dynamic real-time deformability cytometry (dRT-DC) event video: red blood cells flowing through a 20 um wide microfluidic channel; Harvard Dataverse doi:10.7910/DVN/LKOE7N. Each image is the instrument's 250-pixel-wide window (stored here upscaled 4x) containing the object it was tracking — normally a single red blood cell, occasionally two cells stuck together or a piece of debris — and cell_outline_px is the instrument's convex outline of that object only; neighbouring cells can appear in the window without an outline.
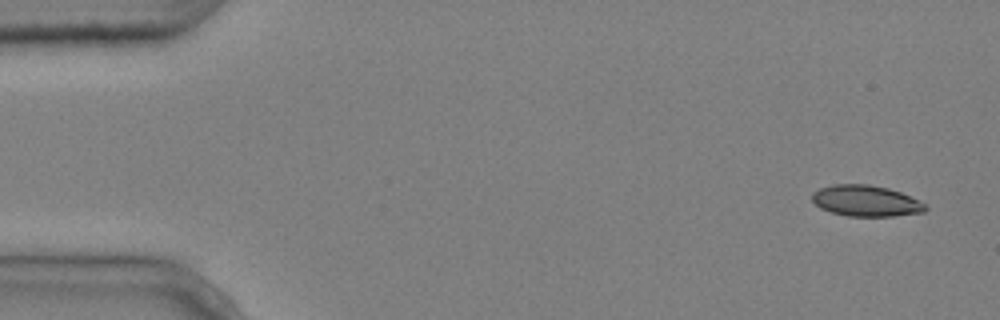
{"species": "common noctule bat (a hibernating species)", "species_latin": "Nyctalus noctula", "temperature_condition": "cold", "stored_images_in_passage": 6, "camera_frame_rate_fps": 3000, "um_per_image_px": 0.085, "animal": {"sex": "male", "body_mass_g": 20.4}, "frame": {"image": 1, "passage_image": 1, "time_ms": 0.0, "image_size_px": [1000, 320], "cell_outline_px": [[928, 208], [924, 212], [892, 216], [848, 216], [832, 212], [820, 208], [812, 200], [812, 192], [820, 188], [832, 184], [868, 184], [888, 188], [900, 192], [920, 200]], "centroid_in_image_um": [73.6, 17.07], "position_along_channel_um": 11.4, "area_um2": 20.52}}
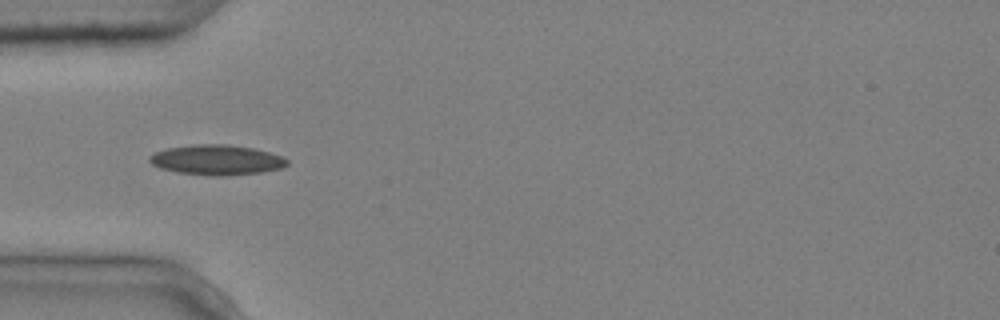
{"frame": {"image": 2, "passage_image": 4, "time_ms": 1.0, "image_size_px": [1000, 320], "cell_outline_px": [[288, 164], [280, 168], [260, 172], [224, 176], [212, 176], [176, 172], [160, 168], [152, 164], [148, 160], [148, 156], [156, 152], [168, 148], [192, 144], [224, 144], [252, 148], [284, 156], [288, 160]], "centroid_in_image_um": [18.4, 13.59], "position_along_channel_um": 66.6, "area_um2": 24.1}}